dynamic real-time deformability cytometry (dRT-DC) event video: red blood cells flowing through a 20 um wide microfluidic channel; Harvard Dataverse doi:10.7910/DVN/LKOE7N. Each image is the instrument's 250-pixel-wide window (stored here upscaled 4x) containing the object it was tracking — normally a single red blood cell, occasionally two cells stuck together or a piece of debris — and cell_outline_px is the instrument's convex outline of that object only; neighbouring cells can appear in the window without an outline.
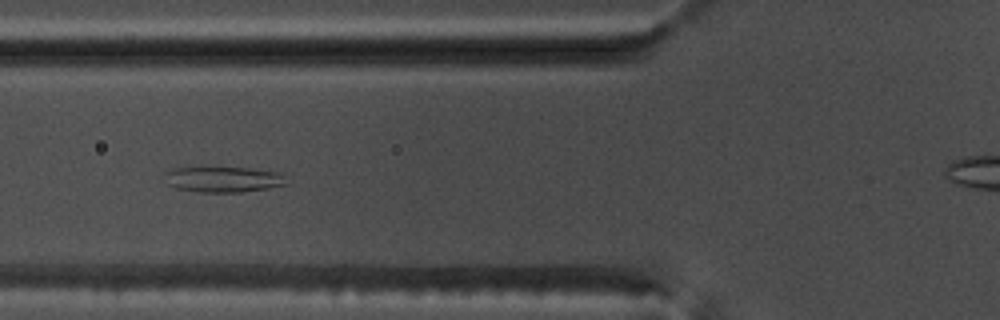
{"species": "common noctule bat (a hibernating species)", "species_latin": "Nyctalus noctula", "temperature_condition": "warm", "stored_images_in_passage": 54, "camera_frame_rate_fps": 3000, "um_per_image_px": 0.085, "animal": {"sex": "male", "body_mass_g": 17.5, "forearm_length_mm": 52.3}, "frame": {"image": 1, "passage_image": 20, "time_ms": 6.333, "image_size_px": [1000, 320], "cell_outline_px": [[288, 184], [268, 188], [240, 192], [200, 192], [176, 188], [168, 184], [164, 172], [172, 168], [252, 168], [280, 172], [284, 176]], "centroid_in_image_um": [19.01, 15.25], "position_along_channel_um": 106.8, "area_um2": 18.09}}
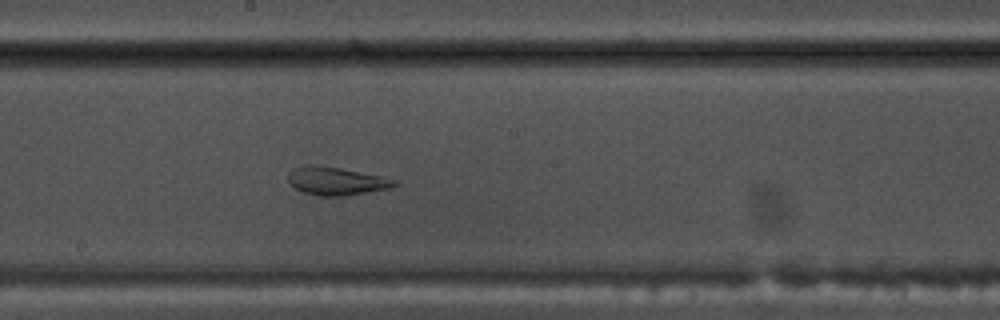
{"frame": {"image": 2, "passage_image": 29, "time_ms": 9.333, "image_size_px": [1000, 320], "cell_outline_px": [[400, 184], [392, 188], [344, 196], [320, 196], [304, 192], [288, 184], [288, 172], [296, 168], [308, 164], [340, 168], [384, 176], [396, 180]], "centroid_in_image_um": [28.62, 15.39], "position_along_channel_um": 219.6, "area_um2": 17.51}}
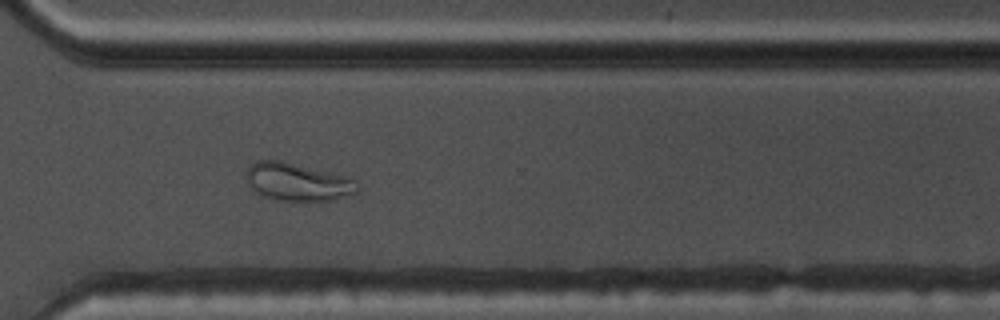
{"frame": {"image": 3, "passage_image": 39, "time_ms": 12.667, "image_size_px": [1000, 320], "cell_outline_px": [[360, 188], [356, 192], [336, 200], [276, 200], [264, 196], [256, 192], [252, 188], [244, 176], [248, 168], [252, 164], [260, 160], [280, 160], [352, 176]], "centroid_in_image_um": [25.34, 15.45], "position_along_channel_um": 345.3, "area_um2": 24.74}, "authors_computed_cell_mechanics": {"area_um2": 25.4898, "velocity_mm_per_s": 3.77, "shape_relaxation_time_tau1_ms": null, "shape_relaxation_time_tau2_ms": 1.5061, "deformation_change_tau1": null, "deformation_change_tau2": 0.0811}}